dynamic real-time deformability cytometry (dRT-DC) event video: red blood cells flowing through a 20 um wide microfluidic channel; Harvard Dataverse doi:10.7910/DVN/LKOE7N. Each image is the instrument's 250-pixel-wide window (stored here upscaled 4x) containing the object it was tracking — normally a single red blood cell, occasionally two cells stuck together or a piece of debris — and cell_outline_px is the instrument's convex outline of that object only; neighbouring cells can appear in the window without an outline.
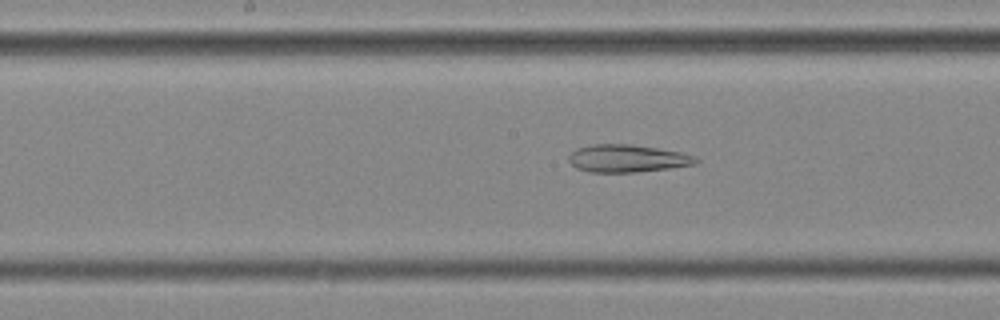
{"species": "common noctule bat (a hibernating species)", "species_latin": "Nyctalus noctula", "temperature_condition": "cold", "stored_images_in_passage": 33, "camera_frame_rate_fps": 3000, "um_per_image_px": 0.085, "animal": {"sex": "female", "body_mass_g": 25.1}, "frame": {"image": 1, "passage_image": 28, "time_ms": 9.0, "image_size_px": [1000, 320], "cell_outline_px": [[700, 160], [696, 164], [672, 168], [636, 172], [588, 172], [576, 168], [568, 160], [568, 156], [576, 148], [592, 144], [632, 144], [680, 152], [696, 156]], "centroid_in_image_um": [53.33, 13.47], "position_along_channel_um": 194.9, "area_um2": 20.58}}